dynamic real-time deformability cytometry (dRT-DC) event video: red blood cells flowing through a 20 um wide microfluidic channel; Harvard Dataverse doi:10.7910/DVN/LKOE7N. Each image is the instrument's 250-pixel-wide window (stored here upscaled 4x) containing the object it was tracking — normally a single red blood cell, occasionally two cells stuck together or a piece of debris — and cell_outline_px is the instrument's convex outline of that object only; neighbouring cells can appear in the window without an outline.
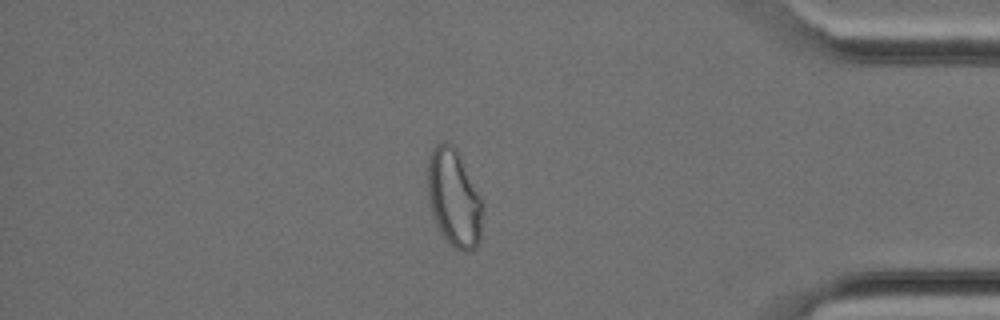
{"species": "Egyptian fruit bat (a non-hibernating species)", "species_latin": "Rousettus aegyptiacus", "temperature_condition": "cold", "stored_images_in_passage": 37, "camera_frame_rate_fps": 3000, "um_per_image_px": 0.085, "animal": {"sex": "female"}, "frame": {"image": 1, "passage_image": 32, "time_ms": 10.333, "image_size_px": [1000, 320], "cell_outline_px": [[484, 208], [480, 240], [476, 248], [468, 252], [464, 252], [452, 248], [440, 232], [432, 216], [428, 200], [428, 156], [432, 148], [436, 144], [444, 140], [452, 144], [456, 148], [484, 204]], "centroid_in_image_um": [38.59, 16.86], "position_along_channel_um": 396.6, "area_um2": 31.85}}